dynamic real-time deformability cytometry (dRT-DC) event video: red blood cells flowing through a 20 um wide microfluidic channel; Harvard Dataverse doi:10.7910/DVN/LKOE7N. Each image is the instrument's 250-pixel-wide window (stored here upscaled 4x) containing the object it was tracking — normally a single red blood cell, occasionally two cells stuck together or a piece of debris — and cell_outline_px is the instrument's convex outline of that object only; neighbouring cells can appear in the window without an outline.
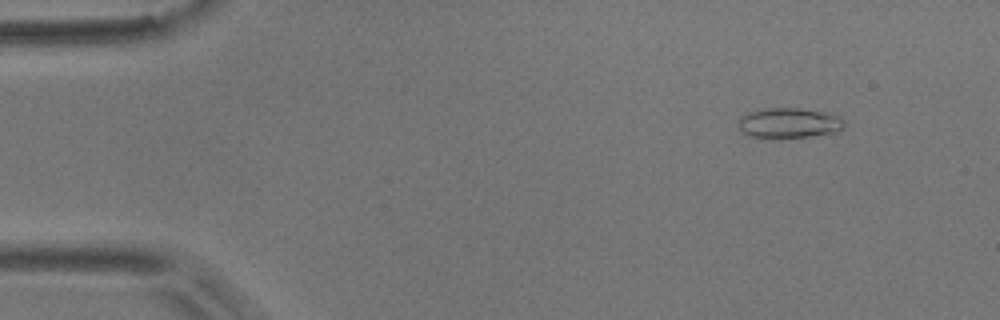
{"species": "common noctule bat (a hibernating species)", "species_latin": "Nyctalus noctula", "temperature_condition": "room temperature", "stored_images_in_passage": 6, "camera_frame_rate_fps": 3000, "um_per_image_px": 0.085, "animal": {"sex": "male", "body_mass_g": 17.9}, "frame": {"image": 1, "passage_image": 1, "time_ms": 0.0, "image_size_px": [1000, 320], "cell_outline_px": [[844, 128], [836, 132], [780, 140], [772, 140], [752, 136], [740, 132], [736, 124], [736, 120], [740, 116], [748, 112], [768, 108], [800, 108], [832, 112], [840, 116], [844, 120]], "centroid_in_image_um": [67.03, 10.47], "position_along_channel_um": 18.0, "area_um2": 19.59}}
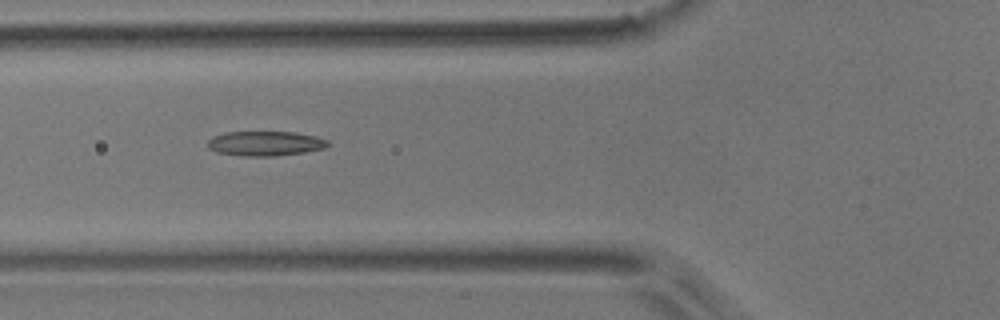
{"frame": {"image": 2, "passage_image": 5, "time_ms": 1.333, "image_size_px": [1000, 320], "cell_outline_px": [[328, 144], [324, 148], [304, 152], [276, 156], [244, 156], [216, 152], [208, 148], [208, 140], [212, 136], [228, 132], [296, 132], [316, 136], [328, 140]], "centroid_in_image_um": [22.53, 12.19], "position_along_channel_um": 103.3, "area_um2": 17.28}}
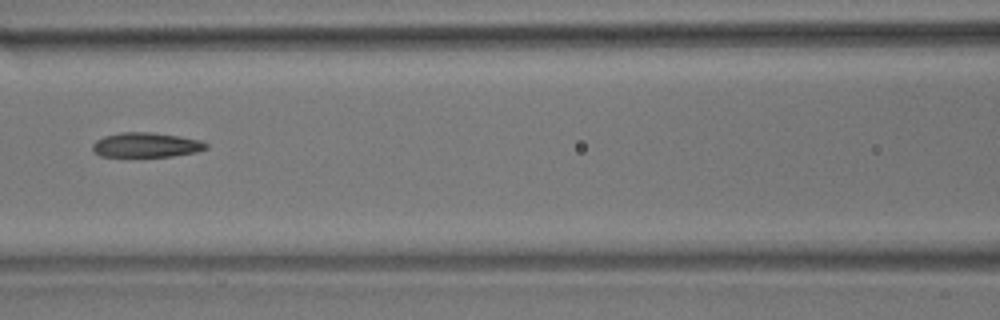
{"frame": {"image": 3, "passage_image": 6, "time_ms": 1.667, "image_size_px": [1000, 320], "cell_outline_px": [[208, 148], [196, 152], [172, 156], [100, 156], [92, 148], [92, 144], [96, 140], [104, 136], [120, 132], [152, 132], [180, 136], [200, 140], [208, 144]], "centroid_in_image_um": [12.44, 12.31], "position_along_channel_um": 154.2, "area_um2": 16.3}}